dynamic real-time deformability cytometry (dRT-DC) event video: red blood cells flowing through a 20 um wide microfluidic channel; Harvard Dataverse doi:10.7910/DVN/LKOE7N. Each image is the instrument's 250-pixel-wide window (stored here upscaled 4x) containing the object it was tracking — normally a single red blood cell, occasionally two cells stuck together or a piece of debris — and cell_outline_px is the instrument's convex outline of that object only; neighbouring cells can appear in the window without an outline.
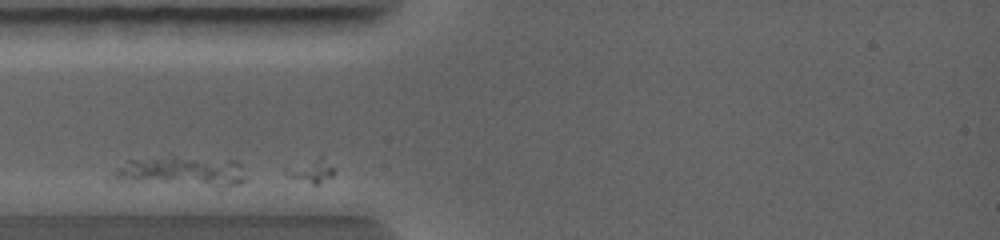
{"species": "common noctule bat (a hibernating species)", "species_latin": "Nyctalus noctula", "temperature_condition": "warm", "stored_images_in_passage": 3, "camera_frame_rate_fps": 5000, "um_per_image_px": 0.085, "animal": {"sex": "female", "body_mass_g": 19.0, "forearm_length_mm": 56.7}, "frame": {"image": 1, "passage_image": 2, "time_ms": 0.2, "image_size_px": [1000, 240], "cell_outline_px": [[248, 180], [240, 184], [220, 188], [108, 180], [108, 176], [116, 168], [128, 160], [172, 156], [176, 156], [236, 160], [240, 164]], "centroid_in_image_um": [15.43, 14.6], "position_along_channel_um": 69.6, "area_um2": 24.28}}